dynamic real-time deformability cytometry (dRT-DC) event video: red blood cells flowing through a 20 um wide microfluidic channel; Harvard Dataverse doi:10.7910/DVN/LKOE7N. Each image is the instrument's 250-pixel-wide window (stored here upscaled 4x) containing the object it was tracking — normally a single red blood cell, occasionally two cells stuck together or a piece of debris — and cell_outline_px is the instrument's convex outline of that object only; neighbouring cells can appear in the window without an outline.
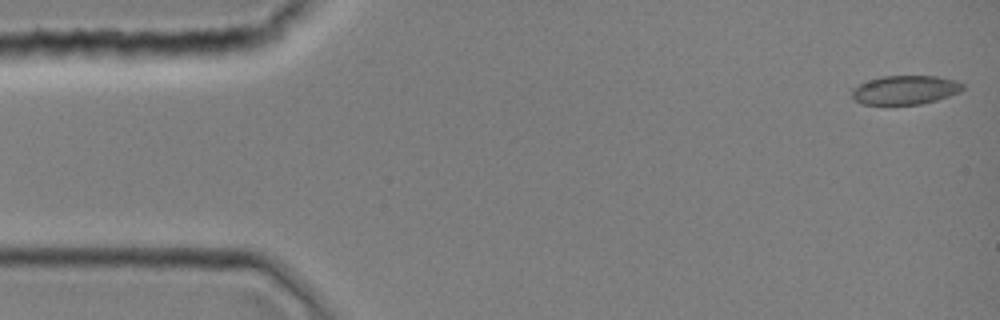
{"species": "common noctule bat (a hibernating species)", "species_latin": "Nyctalus noctula", "temperature_condition": "room temperature", "stored_images_in_passage": 43, "camera_frame_rate_fps": 3000, "um_per_image_px": 0.085, "animal": {"sex": "female", "body_mass_g": 19.0, "forearm_length_mm": 51.5}, "frame": {"image": 1, "passage_image": 1, "time_ms": 0.0, "image_size_px": [1000, 320], "cell_outline_px": [[964, 88], [960, 92], [936, 100], [920, 104], [860, 104], [852, 96], [852, 88], [868, 80], [880, 76], [936, 76], [956, 80], [964, 84]], "centroid_in_image_um": [76.95, 7.64], "position_along_channel_um": 8.1, "area_um2": 18.67}}
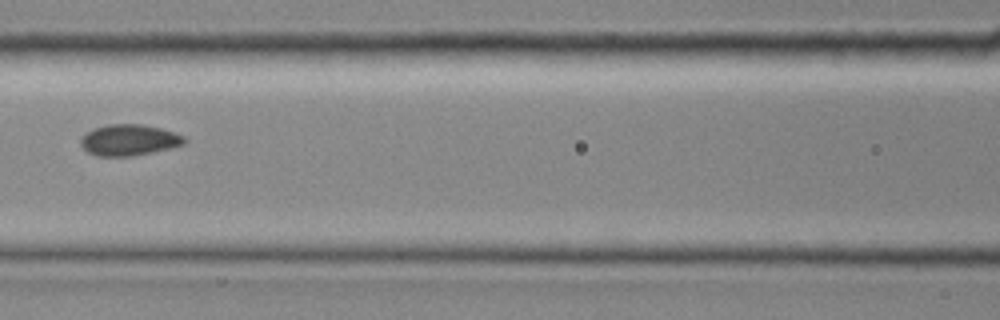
{"frame": {"image": 2, "passage_image": 19, "time_ms": 6.0, "image_size_px": [1000, 320], "cell_outline_px": [[188, 140], [184, 144], [172, 148], [132, 156], [96, 156], [88, 152], [80, 144], [80, 140], [84, 132], [92, 128], [108, 124], [144, 124], [176, 132], [184, 136]], "centroid_in_image_um": [10.97, 11.89], "position_along_channel_um": 155.6, "area_um2": 19.13}}
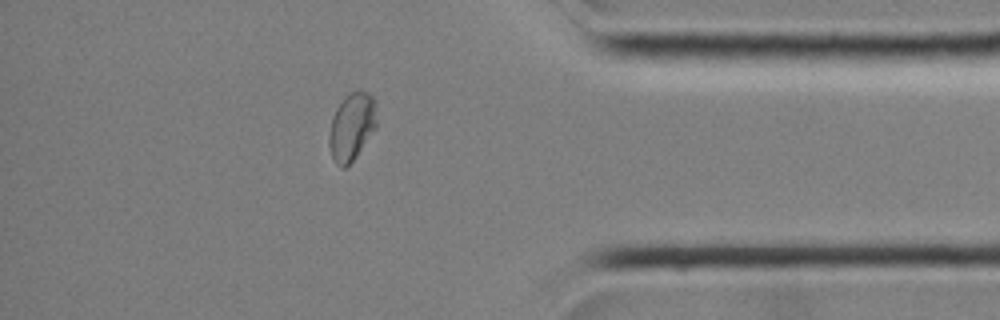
{"frame": {"image": 3, "passage_image": 37, "time_ms": 12.0, "image_size_px": [1000, 320], "cell_outline_px": [[376, 128], [356, 156], [344, 168], [340, 168], [336, 164], [332, 156], [328, 144], [328, 136], [332, 120], [336, 108], [352, 92], [368, 92], [372, 96], [376, 104]], "centroid_in_image_um": [29.9, 10.8], "position_along_channel_um": 405.3, "area_um2": 18.38}}